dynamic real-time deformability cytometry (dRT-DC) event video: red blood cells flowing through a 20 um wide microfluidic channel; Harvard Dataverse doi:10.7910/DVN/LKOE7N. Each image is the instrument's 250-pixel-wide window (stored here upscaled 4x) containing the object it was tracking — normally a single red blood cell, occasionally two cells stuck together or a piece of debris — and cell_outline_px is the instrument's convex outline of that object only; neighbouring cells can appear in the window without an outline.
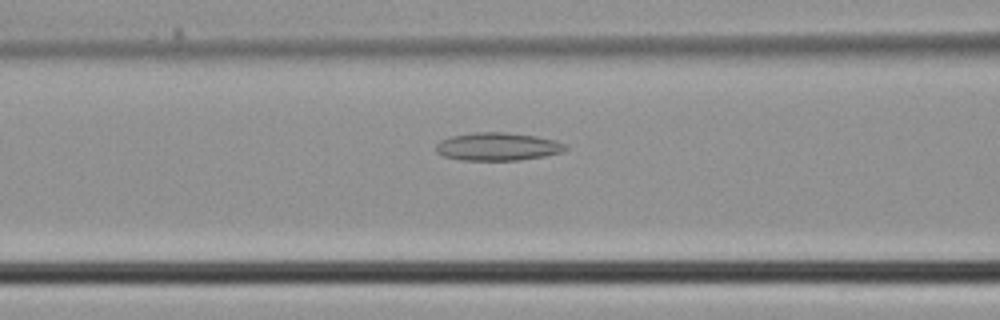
{"species": "common noctule bat (a hibernating species)", "species_latin": "Nyctalus noctula", "temperature_condition": "cold", "stored_images_in_passage": 26, "camera_frame_rate_fps": 3000, "um_per_image_px": 0.085, "animal": {"sex": "male", "body_mass_g": 21.5, "forearm_length_mm": 52.0}, "frame": {"image": 1, "passage_image": 7, "time_ms": 2.0, "image_size_px": [1000, 320], "cell_outline_px": [[568, 148], [564, 152], [544, 156], [520, 160], [460, 160], [444, 156], [436, 152], [436, 144], [440, 140], [448, 136], [476, 132], [504, 132], [536, 136], [556, 140], [568, 144]], "centroid_in_image_um": [42.32, 12.46], "position_along_channel_um": 124.3, "area_um2": 21.39}}
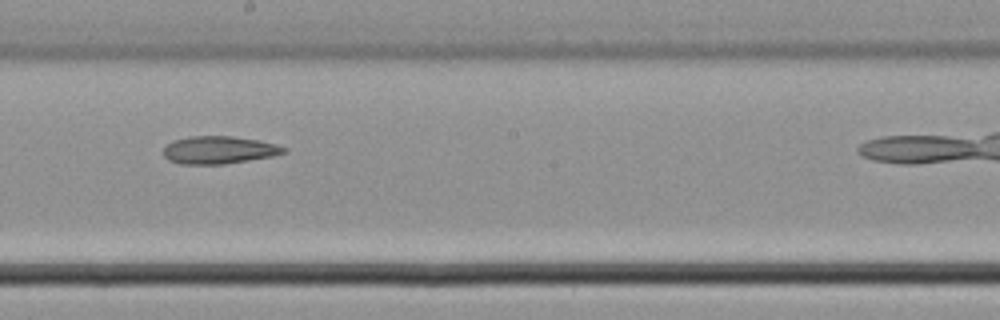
{"frame": {"image": 2, "passage_image": 13, "time_ms": 4.0, "image_size_px": [1000, 320], "cell_outline_px": [[288, 152], [272, 156], [224, 164], [180, 164], [168, 160], [164, 156], [164, 148], [172, 140], [188, 136], [232, 136], [260, 140], [276, 144], [288, 148]], "centroid_in_image_um": [18.62, 12.74], "position_along_channel_um": 229.6, "area_um2": 19.54}}
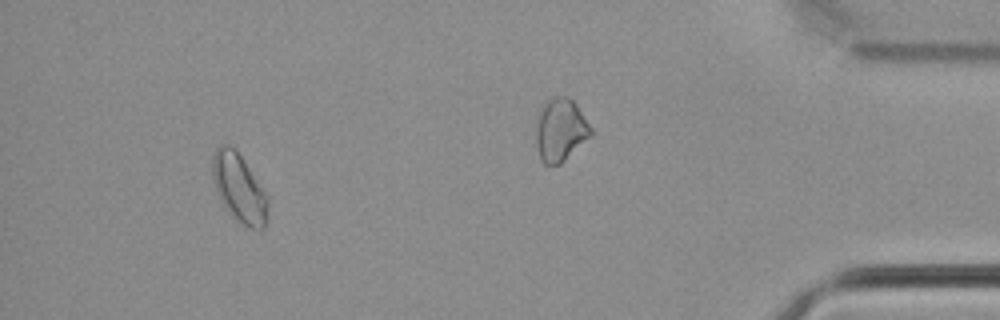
{"frame": {"image": 3, "passage_image": 23, "time_ms": 7.333, "image_size_px": [1000, 320], "cell_outline_px": [[268, 204], [264, 228], [260, 232], [236, 220], [224, 208], [216, 188], [212, 176], [212, 156], [216, 148], [220, 144], [228, 144], [240, 156], [268, 196]], "centroid_in_image_um": [20.31, 16.01], "position_along_channel_um": 414.9, "area_um2": 21.79}}